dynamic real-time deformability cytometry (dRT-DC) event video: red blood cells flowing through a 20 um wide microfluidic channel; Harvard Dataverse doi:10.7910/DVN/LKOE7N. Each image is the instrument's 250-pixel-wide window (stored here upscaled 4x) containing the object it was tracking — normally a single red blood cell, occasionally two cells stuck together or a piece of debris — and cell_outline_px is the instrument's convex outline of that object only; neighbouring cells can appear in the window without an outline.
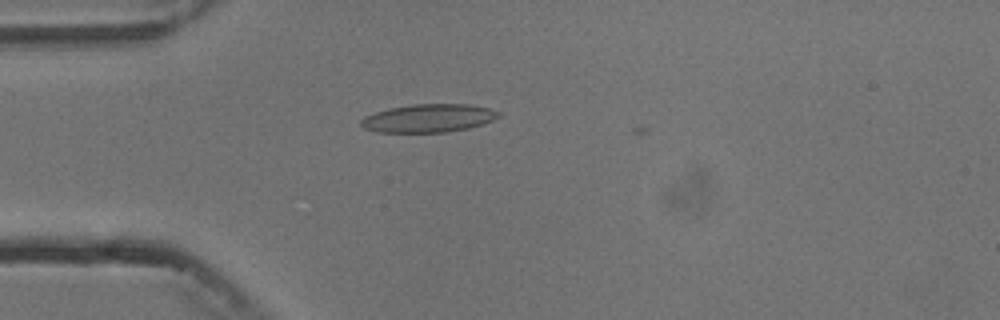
{"species": "common noctule bat (a hibernating species)", "species_latin": "Nyctalus noctula", "temperature_condition": "cold", "stored_images_in_passage": 2, "camera_frame_rate_fps": 3000, "um_per_image_px": 0.085, "animal": {"sex": "male", "body_mass_g": 13.3}, "frame": {"image": 1, "passage_image": 1, "time_ms": 0.0, "image_size_px": [1000, 320], "cell_outline_px": [[500, 116], [492, 120], [468, 128], [448, 132], [376, 132], [364, 128], [360, 124], [360, 120], [364, 116], [388, 108], [412, 104], [468, 104], [488, 108], [500, 112]], "centroid_in_image_um": [36.39, 10.04], "position_along_channel_um": 48.6, "area_um2": 22.54}}